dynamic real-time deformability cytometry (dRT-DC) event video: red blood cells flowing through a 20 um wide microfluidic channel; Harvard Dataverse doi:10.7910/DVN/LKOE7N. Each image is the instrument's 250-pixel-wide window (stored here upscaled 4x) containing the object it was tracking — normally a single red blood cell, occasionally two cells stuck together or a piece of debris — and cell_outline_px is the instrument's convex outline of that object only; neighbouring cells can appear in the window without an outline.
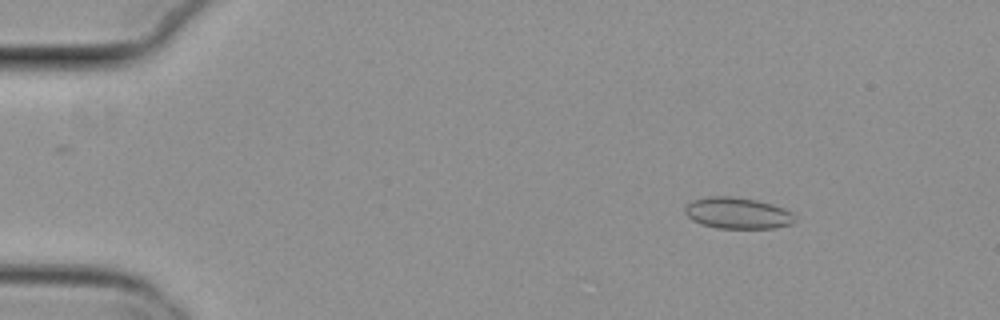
{"species": "common noctule bat (a hibernating species)", "species_latin": "Nyctalus noctula", "temperature_condition": "cold", "stored_images_in_passage": 54, "camera_frame_rate_fps": 3000, "um_per_image_px": 0.085, "animal": {"sex": "female", "body_mass_g": 29.2, "forearm_length_mm": 56.3}, "frame": {"image": 1, "passage_image": 7, "time_ms": 2.0, "image_size_px": [1000, 320], "cell_outline_px": [[796, 220], [792, 224], [776, 228], [716, 228], [700, 224], [692, 220], [684, 212], [684, 208], [692, 200], [708, 196], [732, 196], [756, 200], [772, 204], [784, 208], [792, 212]], "centroid_in_image_um": [62.69, 18.12], "position_along_channel_um": 22.3, "area_um2": 20.23}}
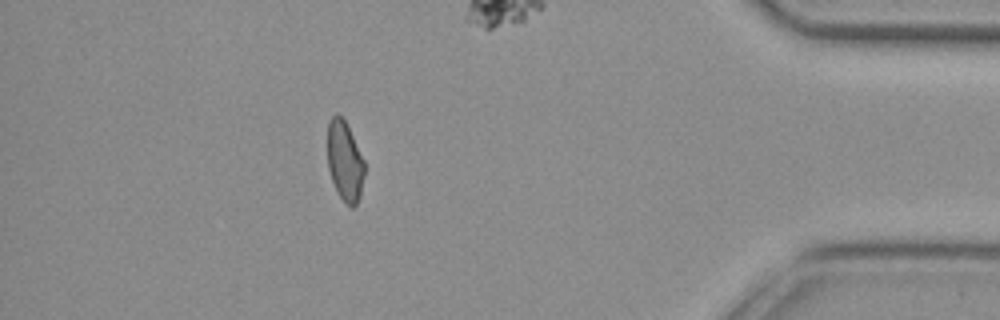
{"frame": {"image": 2, "passage_image": 48, "time_ms": 15.667, "image_size_px": [1000, 320], "cell_outline_px": [[364, 176], [360, 196], [356, 204], [352, 208], [340, 196], [332, 180], [328, 168], [328, 120], [336, 112], [344, 120], [364, 160]], "centroid_in_image_um": [29.3, 13.68], "position_along_channel_um": 405.9, "area_um2": 16.88}, "authors_computed_cell_mechanics": {"area_um2": 18.6405, "velocity_mm_per_s": 3.8065, "shape_relaxation_time_tau1_ms": null, "shape_relaxation_time_tau2_ms": 1.9311, "deformation_change_tau1": null, "deformation_change_tau2": 0.0713}}